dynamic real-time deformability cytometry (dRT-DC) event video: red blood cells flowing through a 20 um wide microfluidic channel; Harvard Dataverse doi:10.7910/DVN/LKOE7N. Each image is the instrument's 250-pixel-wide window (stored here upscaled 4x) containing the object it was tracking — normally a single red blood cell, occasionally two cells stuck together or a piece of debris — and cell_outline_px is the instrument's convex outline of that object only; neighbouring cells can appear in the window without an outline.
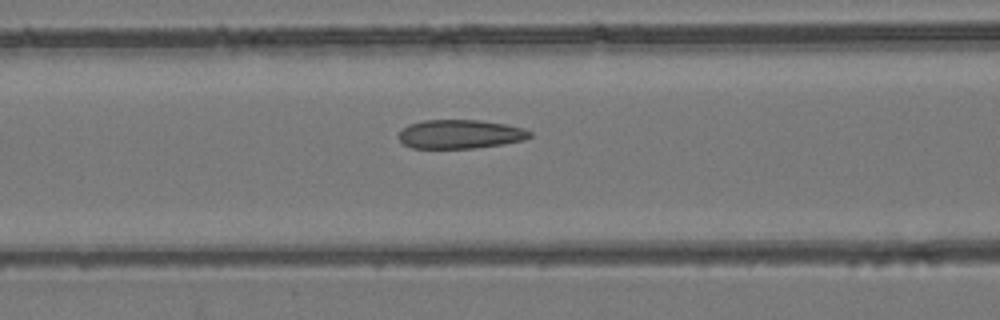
{"species": "common noctule bat (a hibernating species)", "species_latin": "Nyctalus noctula", "temperature_condition": "room temperature", "stored_images_in_passage": 14, "camera_frame_rate_fps": 3000, "um_per_image_px": 0.085, "animal": {"sex": "female", "body_mass_g": 24.6, "forearm_length_mm": 56.2}, "frame": {"image": 1, "passage_image": 10, "time_ms": 3.0, "image_size_px": [1000, 320], "cell_outline_px": [[532, 136], [524, 140], [504, 144], [476, 148], [412, 148], [404, 144], [396, 136], [408, 124], [424, 120], [480, 120], [504, 124], [524, 128], [532, 132]], "centroid_in_image_um": [39.12, 11.4], "position_along_channel_um": 127.5, "area_um2": 22.2}}
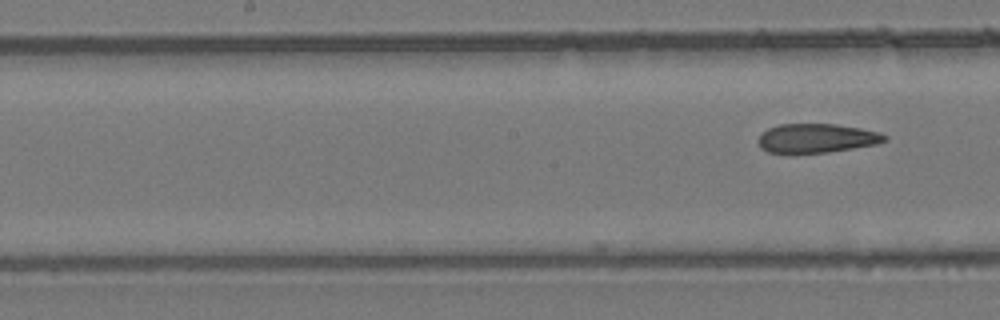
{"frame": {"image": 2, "passage_image": 14, "time_ms": 4.333, "image_size_px": [1000, 320], "cell_outline_px": [[888, 140], [876, 144], [828, 152], [768, 152], [760, 148], [756, 140], [768, 128], [780, 124], [836, 124], [860, 128], [880, 132], [888, 136]], "centroid_in_image_um": [69.43, 11.74], "position_along_channel_um": 178.8, "area_um2": 21.27}}